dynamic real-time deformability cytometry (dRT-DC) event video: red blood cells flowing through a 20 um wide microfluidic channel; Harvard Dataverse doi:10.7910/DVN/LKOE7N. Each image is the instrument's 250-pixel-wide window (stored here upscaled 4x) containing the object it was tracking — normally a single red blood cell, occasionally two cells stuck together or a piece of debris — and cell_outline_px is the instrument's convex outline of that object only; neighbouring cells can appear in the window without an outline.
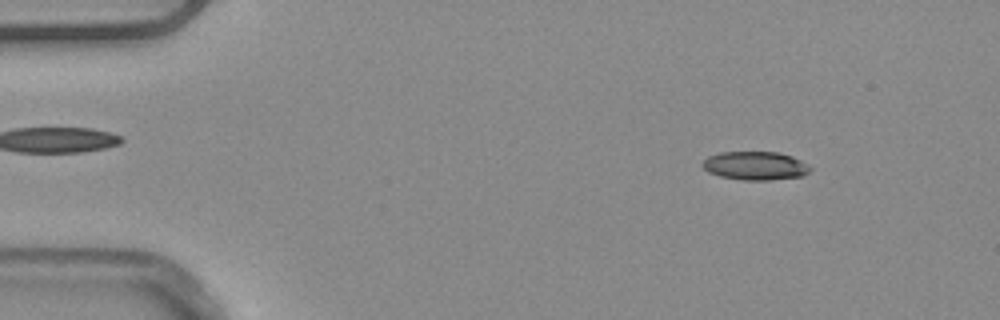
{"species": "common noctule bat (a hibernating species)", "species_latin": "Nyctalus noctula", "temperature_condition": "warm", "stored_images_in_passage": 52, "camera_frame_rate_fps": 3000, "um_per_image_px": 0.085, "animal": {"sex": "male", "body_mass_g": 20.4}, "frame": {"image": 1, "passage_image": 6, "time_ms": 1.667, "image_size_px": [1000, 320], "cell_outline_px": [[812, 168], [804, 176], [768, 180], [744, 180], [720, 176], [708, 172], [700, 164], [708, 156], [720, 152], [780, 152], [792, 156], [800, 160]], "centroid_in_image_um": [64.19, 14.08], "position_along_channel_um": 20.8, "area_um2": 17.92}}
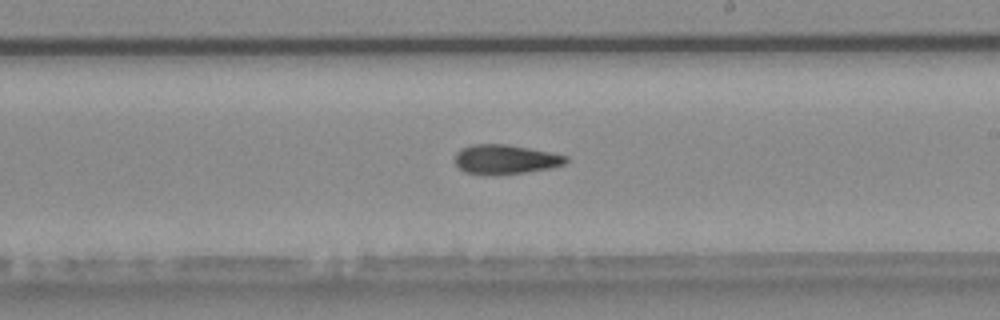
{"frame": {"image": 2, "passage_image": 30, "time_ms": 9.667, "image_size_px": [1000, 320], "cell_outline_px": [[568, 160], [564, 164], [552, 168], [524, 172], [464, 172], [456, 164], [456, 152], [460, 148], [472, 144], [508, 144], [552, 152], [568, 156]], "centroid_in_image_um": [43.01, 13.49], "position_along_channel_um": 246.0, "area_um2": 18.44}}
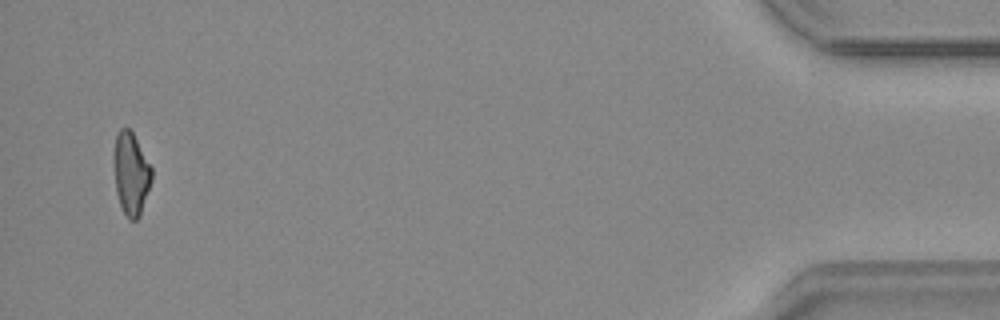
{"frame": {"image": 3, "passage_image": 50, "time_ms": 16.333, "image_size_px": [1000, 320], "cell_outline_px": [[152, 180], [140, 216], [136, 220], [128, 220], [120, 204], [116, 192], [112, 160], [112, 152], [116, 132], [120, 128], [128, 128], [132, 132], [152, 168]], "centroid_in_image_um": [11.1, 14.74], "position_along_channel_um": 424.1, "area_um2": 18.55}, "authors_computed_cell_mechanics": {"area_um2": 18.8139, "velocity_mm_per_s": 3.919, "shape_relaxation_time_tau1_ms": null, "shape_relaxation_time_tau2_ms": 6.1784, "deformation_change_tau1": null, "deformation_change_tau2": 0.1533}}